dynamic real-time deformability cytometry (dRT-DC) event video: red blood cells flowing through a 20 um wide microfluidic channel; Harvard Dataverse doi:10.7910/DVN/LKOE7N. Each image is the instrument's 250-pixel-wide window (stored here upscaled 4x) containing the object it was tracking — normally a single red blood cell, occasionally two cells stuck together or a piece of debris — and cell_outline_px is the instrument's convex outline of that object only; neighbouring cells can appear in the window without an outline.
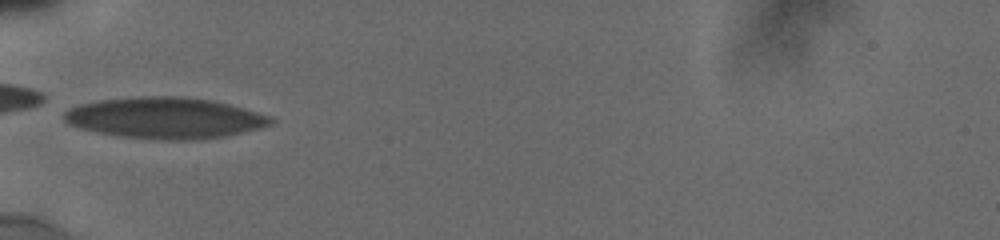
{"species": "human", "species_latin": "Homo sapiens", "temperature_condition": "cold", "stored_images_in_passage": 38, "camera_frame_rate_fps": 3000, "um_per_image_px": 0.085, "donor": {"sex": "male"}, "frame": {"image": 1, "passage_image": 1, "time_ms": 0.0, "image_size_px": [1000, 240], "cell_outline_px": [[276, 120], [272, 124], [260, 128], [224, 136], [200, 140], [172, 140], [120, 136], [80, 128], [68, 124], [64, 120], [64, 112], [68, 108], [80, 104], [100, 100], [140, 96], [176, 96], [212, 100], [228, 104], [256, 112], [268, 116]], "centroid_in_image_um": [14.01, 10.02], "position_along_channel_um": 71.0, "area_um2": 49.25}}
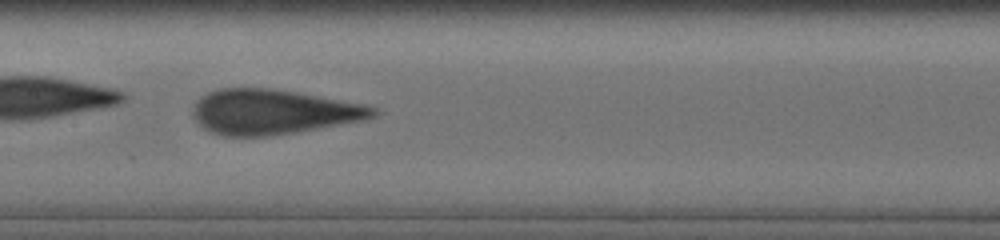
{"frame": {"image": 2, "passage_image": 16, "time_ms": 3.0, "image_size_px": [1000, 240], "cell_outline_px": [[376, 116], [364, 120], [296, 132], [268, 136], [220, 136], [204, 128], [192, 116], [192, 108], [196, 100], [200, 96], [216, 88], [268, 88], [296, 92], [364, 104], [376, 108]], "centroid_in_image_um": [23.15, 9.51], "position_along_channel_um": 184.2, "area_um2": 47.16}}
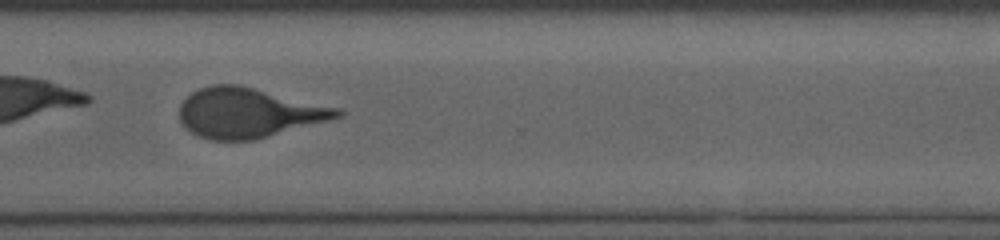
{"frame": {"image": 3, "passage_image": 37, "time_ms": 7.333, "image_size_px": [1000, 240], "cell_outline_px": [[344, 116], [268, 136], [252, 140], [212, 140], [200, 136], [192, 132], [180, 120], [180, 104], [192, 92], [200, 88], [212, 84], [240, 84], [336, 108], [344, 112]], "centroid_in_image_um": [21.1, 9.58], "position_along_channel_um": 349.5, "area_um2": 45.14}}